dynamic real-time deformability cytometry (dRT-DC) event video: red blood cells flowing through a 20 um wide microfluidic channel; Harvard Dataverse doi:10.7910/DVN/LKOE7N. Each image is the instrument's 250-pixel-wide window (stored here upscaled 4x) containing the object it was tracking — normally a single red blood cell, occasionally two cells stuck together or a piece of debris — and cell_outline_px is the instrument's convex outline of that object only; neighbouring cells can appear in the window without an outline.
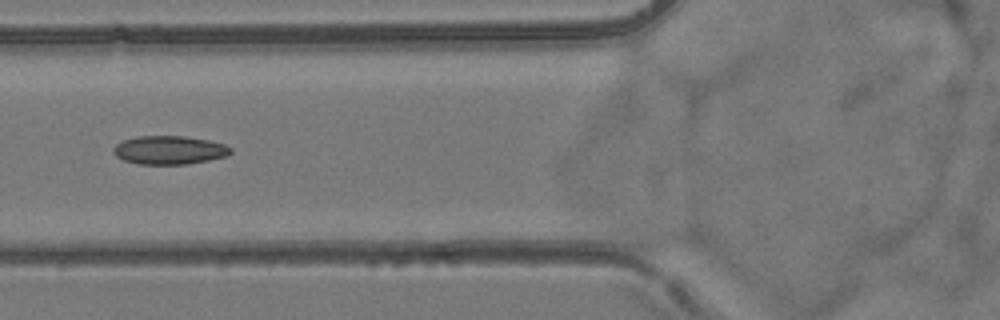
{"species": "common noctule bat (a hibernating species)", "species_latin": "Nyctalus noctula", "temperature_condition": "room temperature", "stored_images_in_passage": 3, "camera_frame_rate_fps": 3000, "um_per_image_px": 0.085, "animal": {"sex": "female", "body_mass_g": 24.6, "forearm_length_mm": 56.2}, "frame": {"image": 1, "passage_image": 2, "time_ms": 1.333, "image_size_px": [1000, 320], "cell_outline_px": [[232, 152], [228, 156], [188, 164], [136, 164], [124, 160], [116, 156], [112, 152], [112, 148], [116, 144], [124, 140], [136, 136], [184, 136], [208, 140], [224, 144], [232, 148]], "centroid_in_image_um": [14.38, 12.76], "position_along_channel_um": 111.4, "area_um2": 19.59}}
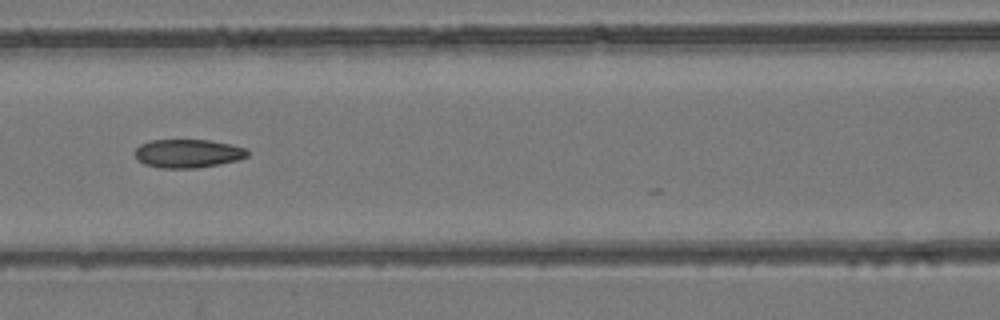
{"frame": {"image": 2, "passage_image": 3, "time_ms": 2.333, "image_size_px": [1000, 320], "cell_outline_px": [[248, 156], [236, 160], [220, 164], [196, 168], [160, 168], [144, 164], [136, 156], [136, 148], [140, 144], [152, 140], [208, 140], [248, 148]], "centroid_in_image_um": [15.98, 13.04], "position_along_channel_um": 150.6, "area_um2": 18.55}}